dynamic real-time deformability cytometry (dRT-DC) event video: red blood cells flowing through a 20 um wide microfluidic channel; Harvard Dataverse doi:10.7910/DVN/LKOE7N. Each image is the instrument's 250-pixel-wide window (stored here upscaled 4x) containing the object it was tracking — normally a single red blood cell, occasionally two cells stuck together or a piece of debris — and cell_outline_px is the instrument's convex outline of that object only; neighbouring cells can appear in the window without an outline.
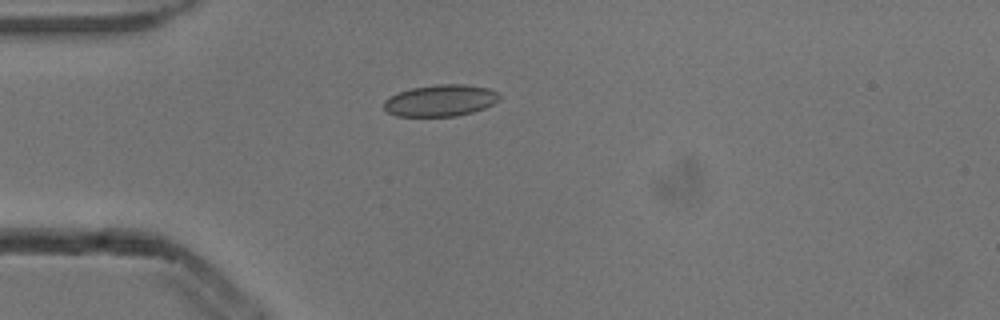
{"species": "common noctule bat (a hibernating species)", "species_latin": "Nyctalus noctula", "temperature_condition": "cold", "stored_images_in_passage": 6, "camera_frame_rate_fps": 3000, "um_per_image_px": 0.085, "animal": {"sex": "male", "body_mass_g": 13.3}, "frame": {"image": 1, "passage_image": 6, "time_ms": 1.667, "image_size_px": [1000, 320], "cell_outline_px": [[500, 100], [484, 108], [472, 112], [456, 116], [396, 116], [388, 112], [384, 108], [384, 100], [400, 92], [412, 88], [436, 84], [464, 84], [488, 88], [496, 92], [500, 96]], "centroid_in_image_um": [37.45, 8.54], "position_along_channel_um": 47.5, "area_um2": 21.15}}